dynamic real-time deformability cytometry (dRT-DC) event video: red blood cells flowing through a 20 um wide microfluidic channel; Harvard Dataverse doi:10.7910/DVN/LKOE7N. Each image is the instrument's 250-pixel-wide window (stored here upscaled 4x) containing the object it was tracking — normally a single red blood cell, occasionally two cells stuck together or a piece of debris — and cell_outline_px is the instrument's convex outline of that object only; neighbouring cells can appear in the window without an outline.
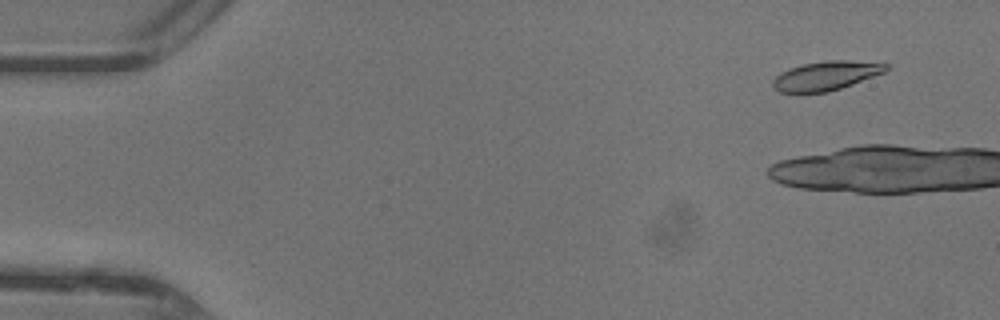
{"species": "common noctule bat (a hibernating species)", "species_latin": "Nyctalus noctula", "temperature_condition": "warm", "stored_images_in_passage": 7, "camera_frame_rate_fps": 3000, "um_per_image_px": 0.085, "animal": {"sex": "female"}, "frame": {"image": 1, "passage_image": 4, "time_ms": 1.0, "image_size_px": [1000, 320], "cell_outline_px": [[888, 68], [884, 72], [852, 84], [828, 92], [780, 92], [772, 88], [772, 80], [780, 72], [788, 68], [804, 64], [824, 60], [848, 60], [888, 64]], "centroid_in_image_um": [70.16, 6.43], "position_along_channel_um": 14.8, "area_um2": 19.07}}